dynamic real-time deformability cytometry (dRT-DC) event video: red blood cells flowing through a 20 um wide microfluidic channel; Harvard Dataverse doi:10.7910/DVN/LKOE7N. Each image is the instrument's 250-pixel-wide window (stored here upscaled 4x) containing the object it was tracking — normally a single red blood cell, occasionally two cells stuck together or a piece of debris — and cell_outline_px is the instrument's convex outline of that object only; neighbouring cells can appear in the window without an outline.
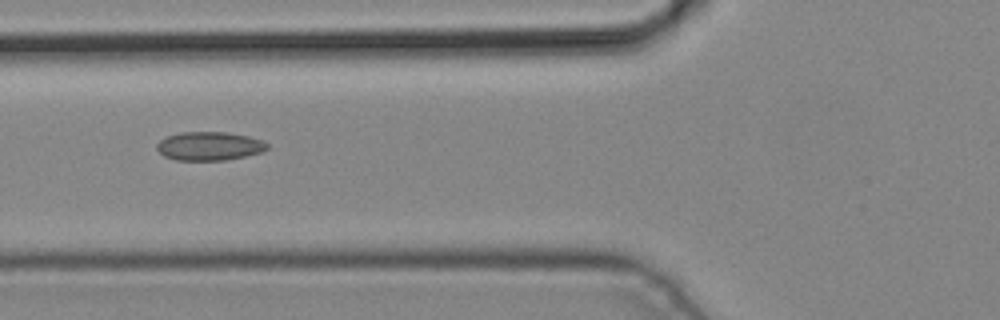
{"species": "common noctule bat (a hibernating species)", "species_latin": "Nyctalus noctula", "temperature_condition": "cold", "stored_images_in_passage": 6, "camera_frame_rate_fps": 3000, "um_per_image_px": 0.085, "animal": {"sex": "male", "body_mass_g": 19.2, "forearm_length_mm": 51.8}, "frame": {"image": 1, "passage_image": 6, "time_ms": 1.667, "image_size_px": [1000, 320], "cell_outline_px": [[268, 148], [260, 152], [228, 160], [176, 160], [164, 156], [156, 148], [156, 144], [160, 140], [168, 136], [180, 132], [228, 132], [248, 136], [264, 140], [268, 144]], "centroid_in_image_um": [17.8, 12.41], "position_along_channel_um": 108.0, "area_um2": 18.44}}